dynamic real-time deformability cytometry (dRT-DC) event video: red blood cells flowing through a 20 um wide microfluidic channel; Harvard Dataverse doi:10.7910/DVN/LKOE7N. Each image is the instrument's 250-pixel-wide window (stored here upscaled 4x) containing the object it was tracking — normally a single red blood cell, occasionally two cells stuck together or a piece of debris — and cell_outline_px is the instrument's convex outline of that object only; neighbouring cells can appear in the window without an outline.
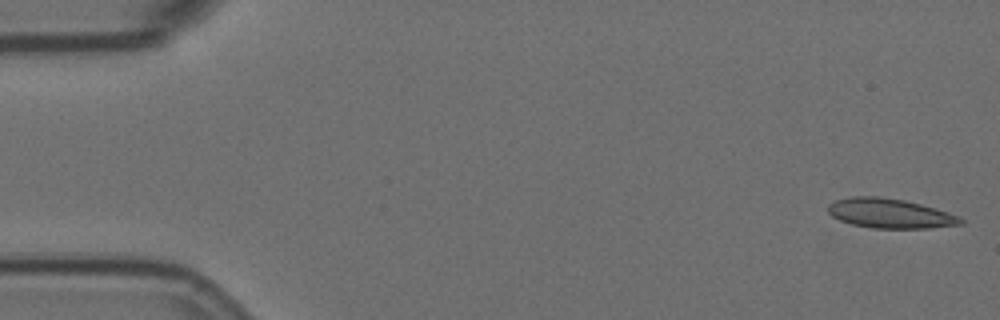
{"species": "Egyptian fruit bat (a non-hibernating species)", "species_latin": "Rousettus aegyptiacus", "temperature_condition": "room temperature", "stored_images_in_passage": 17, "camera_frame_rate_fps": 3000, "um_per_image_px": 0.085, "animal": {"sex": "female"}, "frame": {"image": 1, "passage_image": 1, "time_ms": 0.0, "image_size_px": [1000, 320], "cell_outline_px": [[964, 224], [928, 228], [872, 228], [852, 224], [840, 220], [832, 216], [828, 212], [828, 204], [836, 200], [848, 196], [880, 196], [904, 200], [936, 208], [960, 216], [964, 220]], "centroid_in_image_um": [75.65, 18.13], "position_along_channel_um": 9.3, "area_um2": 23.0}}
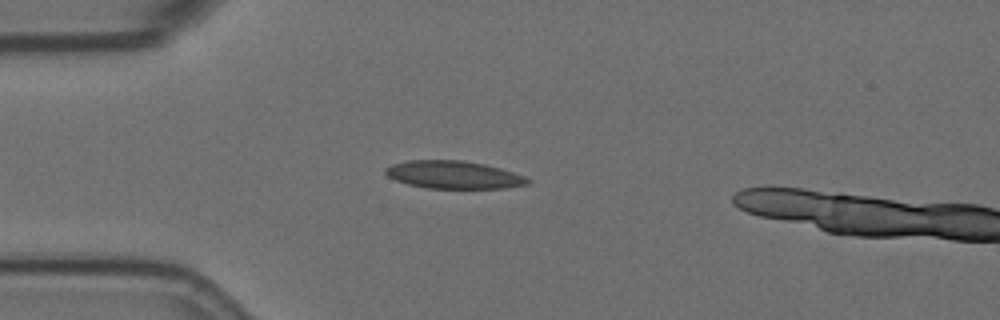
{"frame": {"image": 2, "passage_image": 14, "time_ms": 4.333, "image_size_px": [1000, 320], "cell_outline_px": [[532, 180], [528, 184], [504, 188], [428, 188], [408, 184], [396, 180], [388, 176], [384, 172], [384, 168], [392, 164], [408, 160], [464, 160], [484, 164], [500, 168], [524, 176]], "centroid_in_image_um": [38.54, 14.85], "position_along_channel_um": 46.5, "area_um2": 22.95}}